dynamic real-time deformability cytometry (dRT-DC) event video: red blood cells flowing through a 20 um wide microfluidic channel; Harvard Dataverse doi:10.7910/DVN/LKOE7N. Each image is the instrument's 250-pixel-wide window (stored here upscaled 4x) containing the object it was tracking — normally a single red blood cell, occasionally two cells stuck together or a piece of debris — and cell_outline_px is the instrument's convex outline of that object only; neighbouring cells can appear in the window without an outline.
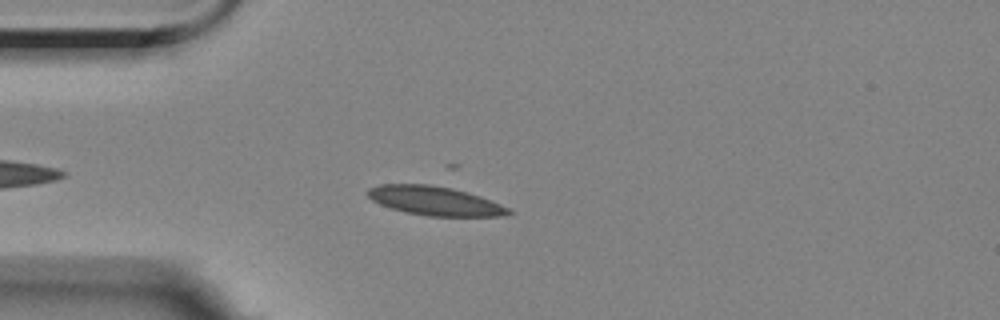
{"species": "Egyptian fruit bat (a non-hibernating species)", "species_latin": "Rousettus aegyptiacus", "temperature_condition": "room temperature", "stored_images_in_passage": 46, "camera_frame_rate_fps": 3000, "um_per_image_px": 0.085, "animal": {"sex": "female"}, "frame": {"image": 1, "passage_image": 7, "time_ms": 2.0, "image_size_px": [1000, 320], "cell_outline_px": [[512, 212], [504, 216], [428, 216], [404, 212], [380, 204], [372, 200], [368, 196], [368, 188], [380, 184], [428, 184], [452, 188], [468, 192], [480, 196], [500, 204], [508, 208]], "centroid_in_image_um": [36.95, 17.07], "position_along_channel_um": 48.1, "area_um2": 23.7}}
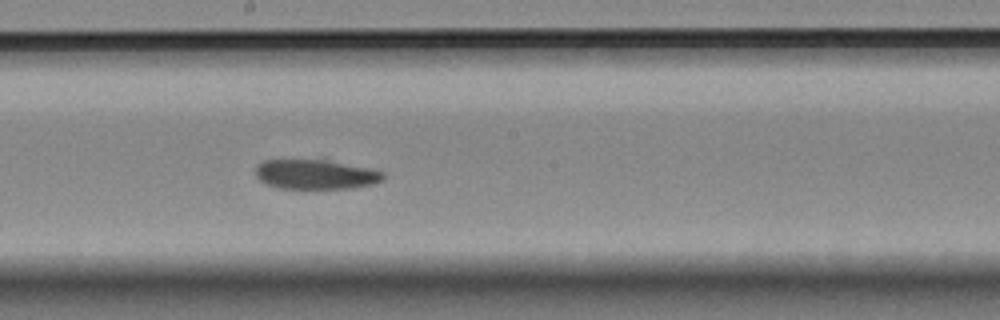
{"frame": {"image": 2, "passage_image": 23, "time_ms": 7.333, "image_size_px": [1000, 320], "cell_outline_px": [[384, 180], [376, 184], [352, 188], [280, 188], [264, 184], [256, 176], [256, 164], [264, 160], [324, 160], [368, 168], [384, 172]], "centroid_in_image_um": [26.82, 14.83], "position_along_channel_um": 221.4, "area_um2": 21.96}}
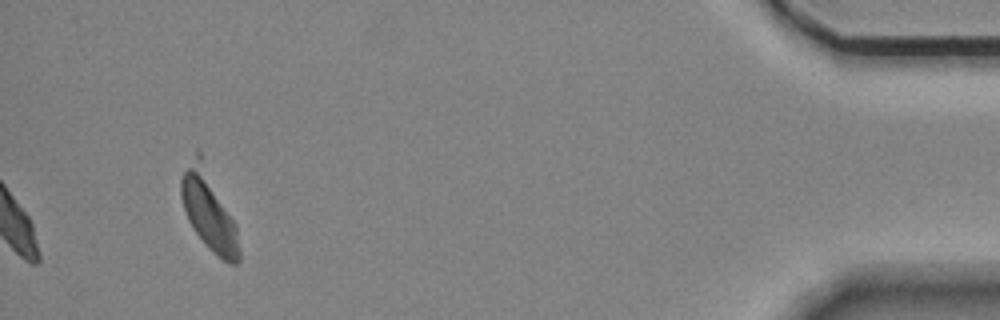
{"frame": {"image": 3, "passage_image": 46, "time_ms": 15.0, "image_size_px": [1000, 320], "cell_outline_px": [[240, 260], [236, 264], [228, 264], [212, 252], [208, 248], [192, 228], [188, 220], [180, 196], [180, 180], [196, 148], [200, 152], [236, 224], [240, 252]], "centroid_in_image_um": [17.75, 17.92], "position_along_channel_um": 417.4, "area_um2": 26.82}, "authors_computed_cell_mechanics": {"area_um2": 23.4957, "velocity_mm_per_s": 3.4668, "shape_relaxation_time_tau1_ms": 3.3814, "shape_relaxation_time_tau2_ms": null, "deformation_change_tau1": 0.0822, "deformation_change_tau2": null}}